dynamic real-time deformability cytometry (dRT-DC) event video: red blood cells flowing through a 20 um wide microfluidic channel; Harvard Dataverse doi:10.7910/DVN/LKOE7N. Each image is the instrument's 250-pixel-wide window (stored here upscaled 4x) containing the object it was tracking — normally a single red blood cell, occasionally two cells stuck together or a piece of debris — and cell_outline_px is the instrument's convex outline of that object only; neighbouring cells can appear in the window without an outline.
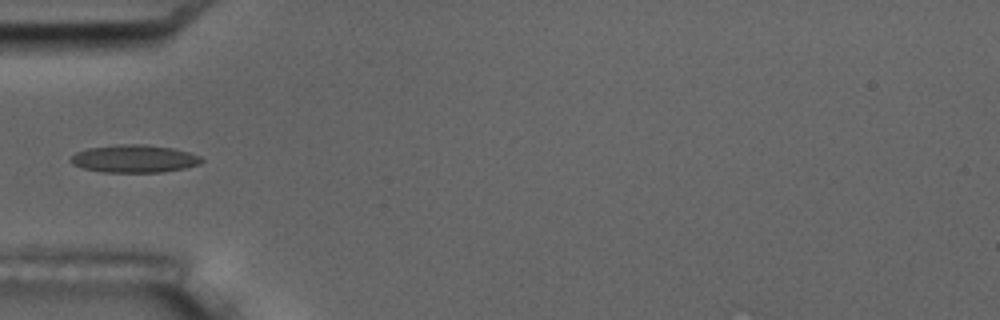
{"species": "common noctule bat (a hibernating species)", "species_latin": "Nyctalus noctula", "temperature_condition": "room temperature", "stored_images_in_passage": 6, "camera_frame_rate_fps": 3000, "um_per_image_px": 0.085, "animal": {"sex": "male", "body_mass_g": 17.5, "forearm_length_mm": 52.3}, "frame": {"image": 1, "passage_image": 4, "time_ms": 3.667, "image_size_px": [1000, 320], "cell_outline_px": [[204, 160], [200, 164], [184, 168], [160, 172], [104, 172], [84, 168], [72, 164], [68, 160], [76, 152], [88, 148], [120, 144], [144, 144], [172, 148], [188, 152], [200, 156]], "centroid_in_image_um": [11.4, 13.49], "position_along_channel_um": 73.6, "area_um2": 21.04}}